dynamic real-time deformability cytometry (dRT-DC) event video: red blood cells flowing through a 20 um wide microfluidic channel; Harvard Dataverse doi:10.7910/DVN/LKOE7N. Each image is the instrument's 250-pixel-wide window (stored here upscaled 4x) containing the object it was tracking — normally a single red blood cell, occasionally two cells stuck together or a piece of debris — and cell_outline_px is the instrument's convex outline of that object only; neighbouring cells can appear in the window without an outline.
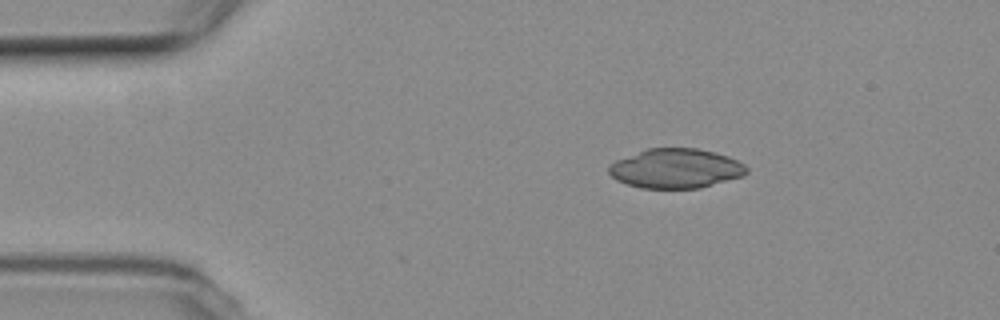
{"species": "common noctule bat (a hibernating species)", "species_latin": "Nyctalus noctula", "temperature_condition": "room temperature", "stored_images_in_passage": 16, "camera_frame_rate_fps": 3000, "um_per_image_px": 0.085, "animal": {"sex": "female", "body_mass_g": 19.3, "forearm_length_mm": 54.1}, "frame": {"image": 1, "passage_image": 1, "time_ms": 0.0, "image_size_px": [1000, 320], "cell_outline_px": [[748, 172], [744, 176], [700, 188], [640, 188], [616, 180], [608, 172], [608, 168], [616, 160], [648, 148], [696, 148], [716, 152], [728, 156], [744, 164], [748, 168]], "centroid_in_image_um": [57.47, 14.32], "position_along_channel_um": 27.5, "area_um2": 31.73}}